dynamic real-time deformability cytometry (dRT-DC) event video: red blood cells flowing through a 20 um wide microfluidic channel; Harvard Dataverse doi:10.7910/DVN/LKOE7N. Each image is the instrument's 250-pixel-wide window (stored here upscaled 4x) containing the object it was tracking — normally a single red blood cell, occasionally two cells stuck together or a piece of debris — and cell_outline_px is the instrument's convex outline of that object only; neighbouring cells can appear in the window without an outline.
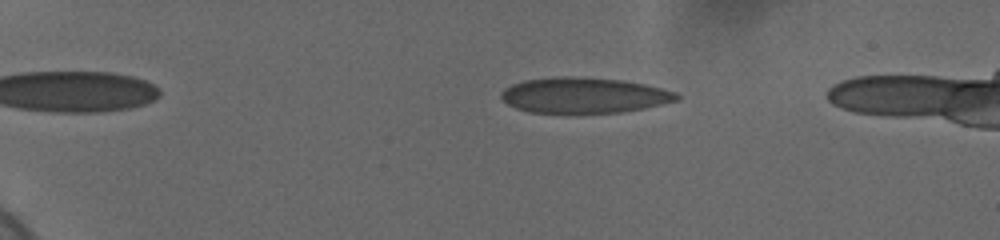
{"species": "human", "species_latin": "Homo sapiens", "temperature_condition": "cold", "stored_images_in_passage": 56, "camera_frame_rate_fps": 3000, "um_per_image_px": 0.085, "donor": {"sex": "female"}, "frame": {"image": 1, "passage_image": 12, "time_ms": 3.667, "image_size_px": [1000, 240], "cell_outline_px": [[680, 100], [644, 108], [620, 112], [576, 116], [568, 116], [528, 112], [516, 108], [508, 104], [500, 96], [500, 92], [504, 88], [512, 84], [524, 80], [556, 76], [572, 76], [620, 80], [644, 84], [676, 92], [680, 96]], "centroid_in_image_um": [49.59, 8.15], "position_along_channel_um": 35.4, "area_um2": 37.63}}
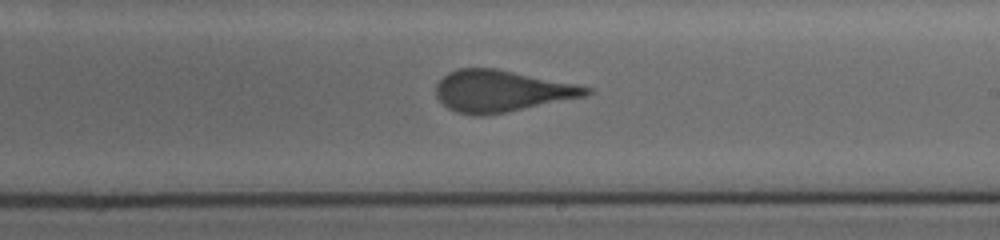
{"frame": {"image": 2, "passage_image": 36, "time_ms": 11.667, "image_size_px": [1000, 240], "cell_outline_px": [[592, 92], [584, 96], [484, 116], [476, 116], [456, 112], [448, 108], [436, 96], [436, 84], [448, 72], [460, 68], [496, 68], [592, 88]], "centroid_in_image_um": [42.55, 7.74], "position_along_channel_um": 246.4, "area_um2": 35.78}}
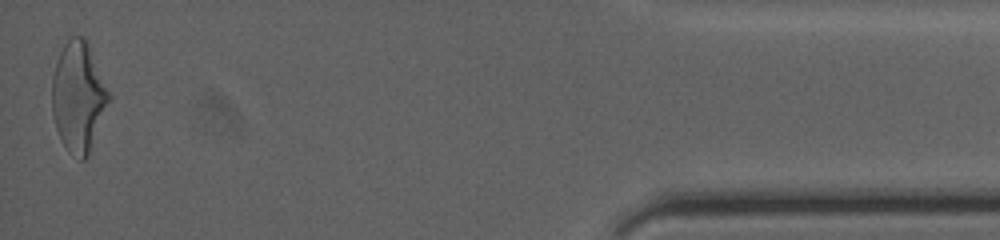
{"frame": {"image": 3, "passage_image": 56, "time_ms": 18.333, "image_size_px": [1000, 240], "cell_outline_px": [[108, 100], [88, 156], [84, 160], [80, 160], [72, 156], [68, 152], [60, 140], [56, 128], [52, 112], [52, 76], [56, 60], [64, 44], [72, 36], [84, 36], [88, 44], [108, 92]], "centroid_in_image_um": [6.6, 8.25], "position_along_channel_um": 428.6, "area_um2": 35.66}, "authors_computed_cell_mechanics": {"area_um2": 36.6741, "velocity_mm_per_s": 3.6986, "shape_relaxation_time_tau1_ms": 4.9007, "shape_relaxation_time_tau2_ms": null, "deformation_change_tau1": 0.1626, "deformation_change_tau2": null}}